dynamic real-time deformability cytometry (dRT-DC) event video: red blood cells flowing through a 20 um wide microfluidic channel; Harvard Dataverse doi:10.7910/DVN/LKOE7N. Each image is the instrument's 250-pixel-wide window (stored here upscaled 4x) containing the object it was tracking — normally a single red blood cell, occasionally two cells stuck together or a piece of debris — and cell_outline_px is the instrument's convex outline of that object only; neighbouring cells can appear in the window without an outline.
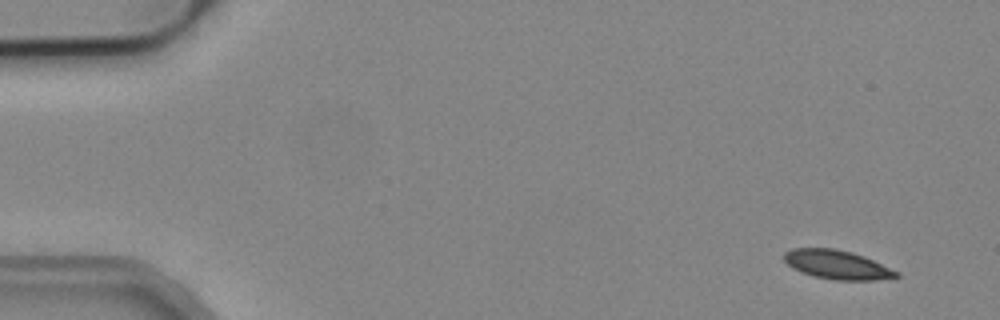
{"species": "common noctule bat (a hibernating species)", "species_latin": "Nyctalus noctula", "temperature_condition": "cold", "stored_images_in_passage": 6, "camera_frame_rate_fps": 3000, "um_per_image_px": 0.085, "animal": {"sex": "male", "body_mass_g": 19.2, "forearm_length_mm": 51.8}, "frame": {"image": 1, "passage_image": 1, "time_ms": 0.0, "image_size_px": [1000, 320], "cell_outline_px": [[900, 276], [876, 280], [836, 280], [816, 276], [792, 268], [784, 260], [784, 252], [792, 248], [832, 248], [852, 252], [864, 256], [900, 272]], "centroid_in_image_um": [71.17, 22.49], "position_along_channel_um": 13.8, "area_um2": 18.79}}
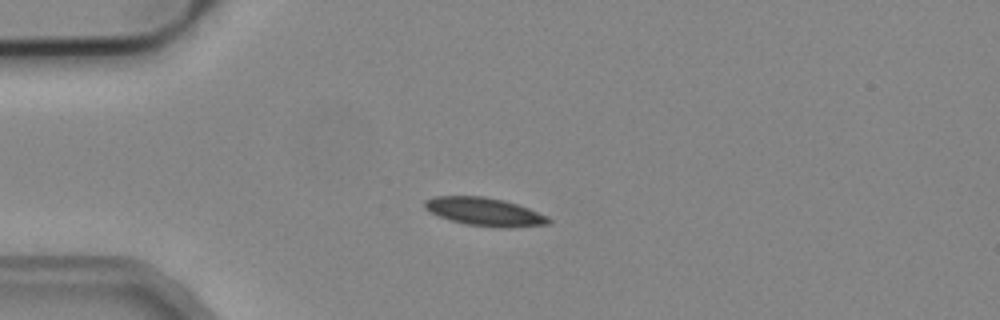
{"frame": {"image": 2, "passage_image": 4, "time_ms": 1.0, "image_size_px": [1000, 320], "cell_outline_px": [[552, 224], [508, 228], [500, 228], [464, 224], [428, 212], [424, 208], [424, 200], [436, 196], [480, 196], [504, 200], [528, 208], [548, 216], [552, 220]], "centroid_in_image_um": [41.21, 18.01], "position_along_channel_um": 43.8, "area_um2": 20.46}}